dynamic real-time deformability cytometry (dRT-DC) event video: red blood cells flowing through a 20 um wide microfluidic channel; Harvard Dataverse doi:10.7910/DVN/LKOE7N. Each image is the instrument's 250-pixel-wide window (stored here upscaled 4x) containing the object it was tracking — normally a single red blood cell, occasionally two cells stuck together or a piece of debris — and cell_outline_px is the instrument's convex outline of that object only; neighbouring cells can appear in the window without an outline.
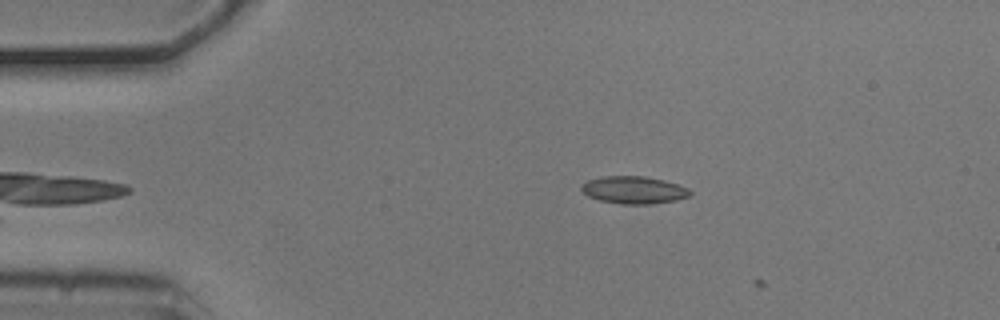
{"species": "common noctule bat (a hibernating species)", "species_latin": "Nyctalus noctula", "temperature_condition": "cold", "stored_images_in_passage": 3, "camera_frame_rate_fps": 3000, "um_per_image_px": 0.085, "animal": {"sex": "male", "body_mass_g": 20.5, "forearm_length_mm": 52.5}, "frame": {"image": 1, "passage_image": 2, "time_ms": 0.333, "image_size_px": [1000, 320], "cell_outline_px": [[692, 192], [688, 196], [676, 200], [652, 204], [620, 204], [600, 200], [588, 196], [580, 188], [588, 180], [604, 176], [644, 176], [664, 180], [688, 188]], "centroid_in_image_um": [53.88, 16.15], "position_along_channel_um": 31.1, "area_um2": 17.22}}